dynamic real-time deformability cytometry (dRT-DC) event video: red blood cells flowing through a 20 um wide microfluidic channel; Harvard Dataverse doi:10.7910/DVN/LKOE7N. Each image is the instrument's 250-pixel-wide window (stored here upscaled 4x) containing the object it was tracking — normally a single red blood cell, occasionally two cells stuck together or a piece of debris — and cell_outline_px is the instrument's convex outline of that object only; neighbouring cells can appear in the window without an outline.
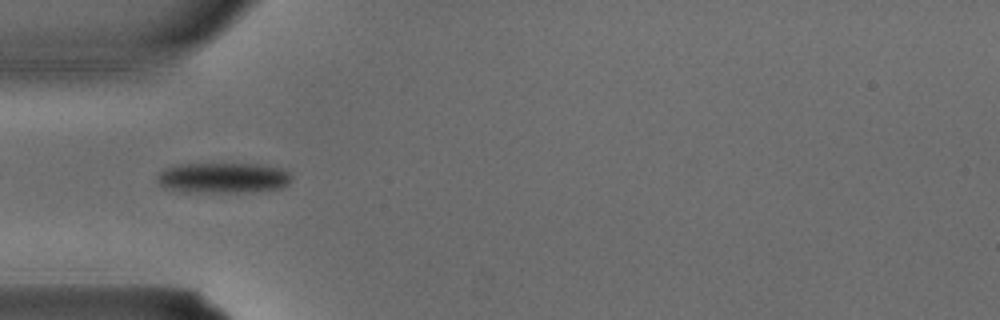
{"species": "common noctule bat (a hibernating species)", "species_latin": "Nyctalus noctula", "temperature_condition": "warm", "stored_images_in_passage": 2, "camera_frame_rate_fps": 3000, "um_per_image_px": 0.085, "animal": {"sex": "male", "body_mass_g": 15.6}, "frame": {"image": 1, "passage_image": 2, "time_ms": 0.333, "image_size_px": [1000, 320], "cell_outline_px": [[292, 180], [288, 184], [280, 188], [248, 192], [180, 192], [168, 188], [160, 184], [156, 180], [156, 176], [164, 168], [180, 164], [260, 164], [280, 168], [288, 172], [292, 176]], "centroid_in_image_um": [18.96, 15.12], "position_along_channel_um": 66.0, "area_um2": 23.99}}